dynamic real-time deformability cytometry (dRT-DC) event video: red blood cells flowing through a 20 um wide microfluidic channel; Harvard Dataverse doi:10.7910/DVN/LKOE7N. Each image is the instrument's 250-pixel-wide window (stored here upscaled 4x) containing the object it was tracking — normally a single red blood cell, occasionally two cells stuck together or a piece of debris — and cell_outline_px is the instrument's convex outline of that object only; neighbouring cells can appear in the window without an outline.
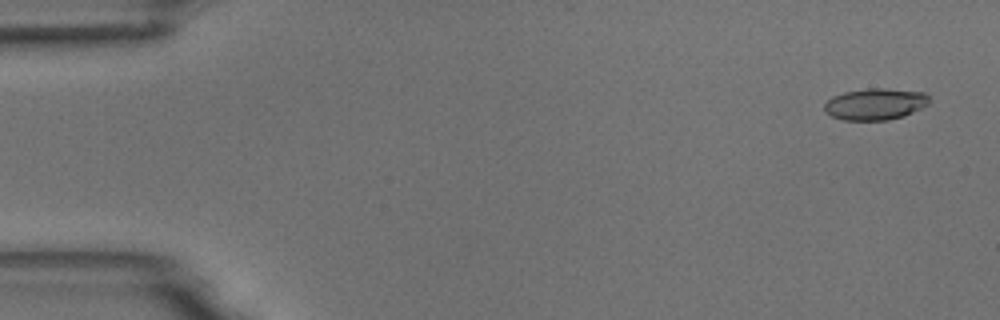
{"species": "common noctule bat (a hibernating species)", "species_latin": "Nyctalus noctula", "temperature_condition": "room temperature", "stored_images_in_passage": 5, "camera_frame_rate_fps": 3000, "um_per_image_px": 0.085, "animal": {"sex": "male", "body_mass_g": 18.8}, "frame": {"image": 1, "passage_image": 1, "time_ms": 0.0, "image_size_px": [1000, 320], "cell_outline_px": [[932, 100], [928, 104], [904, 116], [888, 120], [844, 120], [832, 116], [824, 112], [824, 104], [832, 96], [844, 92], [868, 88], [884, 88], [924, 92]], "centroid_in_image_um": [74.39, 8.84], "position_along_channel_um": 10.6, "area_um2": 19.36}}
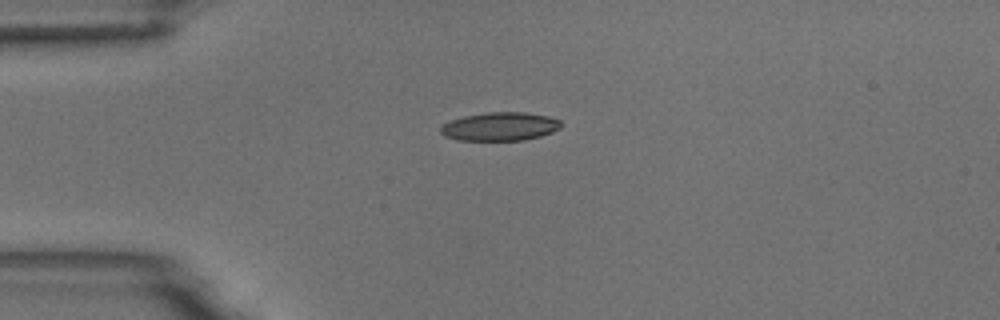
{"frame": {"image": 2, "passage_image": 4, "time_ms": 3.667, "image_size_px": [1000, 320], "cell_outline_px": [[564, 124], [560, 128], [552, 132], [540, 136], [524, 140], [456, 140], [444, 136], [440, 132], [440, 128], [444, 124], [452, 120], [464, 116], [488, 112], [524, 112], [548, 116], [560, 120]], "centroid_in_image_um": [42.52, 10.75], "position_along_channel_um": 42.5, "area_um2": 20.0}}